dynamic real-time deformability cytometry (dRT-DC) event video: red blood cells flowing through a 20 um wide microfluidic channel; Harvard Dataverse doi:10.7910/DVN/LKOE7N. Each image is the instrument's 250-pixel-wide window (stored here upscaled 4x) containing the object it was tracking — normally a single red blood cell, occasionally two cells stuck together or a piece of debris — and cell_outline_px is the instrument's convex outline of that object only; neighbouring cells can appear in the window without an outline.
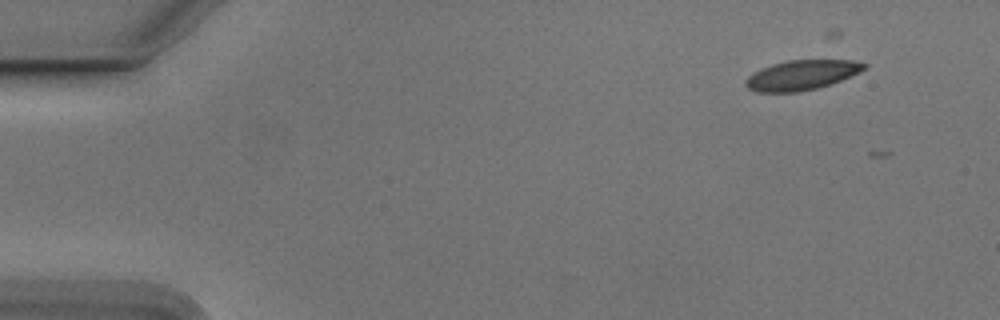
{"species": "Egyptian fruit bat (a non-hibernating species)", "species_latin": "Rousettus aegyptiacus", "temperature_condition": "cold", "stored_images_in_passage": 10, "camera_frame_rate_fps": 3000, "um_per_image_px": 0.085, "animal": {"sex": "male"}, "frame": {"image": 1, "passage_image": 5, "time_ms": 1.333, "image_size_px": [1000, 320], "cell_outline_px": [[868, 68], [860, 72], [840, 80], [816, 88], [796, 92], [756, 92], [748, 88], [744, 84], [744, 80], [752, 72], [760, 68], [772, 64], [788, 60], [852, 60], [868, 64]], "centroid_in_image_um": [68.11, 6.37], "position_along_channel_um": 16.9, "area_um2": 20.63}}